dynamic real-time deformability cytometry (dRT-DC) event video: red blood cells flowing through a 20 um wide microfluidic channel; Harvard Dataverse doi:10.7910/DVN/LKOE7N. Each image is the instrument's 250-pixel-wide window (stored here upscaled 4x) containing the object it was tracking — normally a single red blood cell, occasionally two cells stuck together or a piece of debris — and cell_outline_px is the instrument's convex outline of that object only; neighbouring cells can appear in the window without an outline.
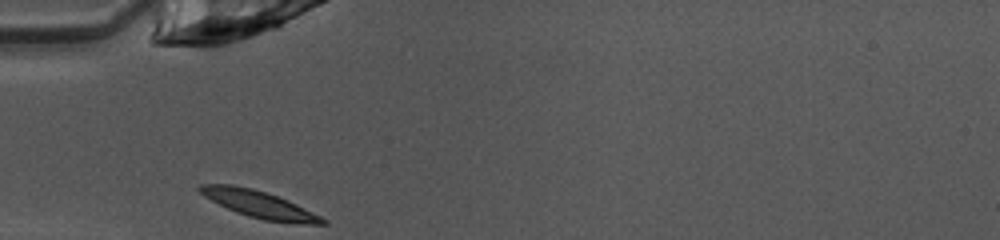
{"species": "common noctule bat (a hibernating species)", "species_latin": "Nyctalus noctula", "temperature_condition": "warm", "stored_images_in_passage": 27, "camera_frame_rate_fps": 3000, "um_per_image_px": 0.085, "animal": {"sex": "female", "body_mass_g": 10.0, "forearm_length_mm": 53.1}, "frame": {"image": 1, "passage_image": 1, "time_ms": 0.0, "image_size_px": [1000, 240], "cell_outline_px": [[328, 224], [308, 224], [264, 220], [248, 216], [236, 212], [204, 196], [196, 188], [200, 184], [232, 184], [252, 188], [276, 196], [296, 204], [328, 220]], "centroid_in_image_um": [22.01, 17.36], "position_along_channel_um": 63.0, "area_um2": 18.96}}
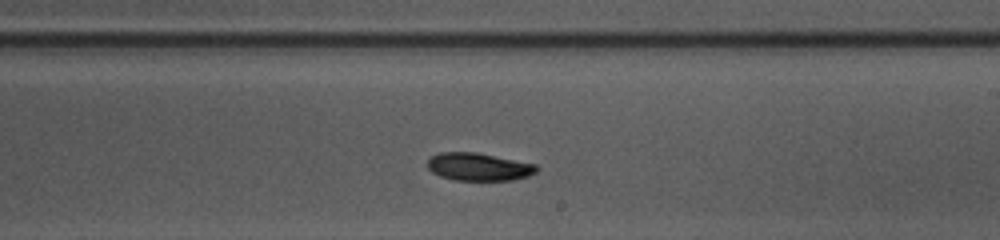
{"frame": {"image": 2, "passage_image": 15, "time_ms": 4.667, "image_size_px": [1000, 240], "cell_outline_px": [[540, 168], [536, 172], [528, 176], [512, 180], [452, 180], [440, 176], [432, 172], [428, 168], [428, 160], [432, 156], [440, 152], [476, 152], [536, 164]], "centroid_in_image_um": [40.7, 14.18], "position_along_channel_um": 248.3, "area_um2": 17.69}}
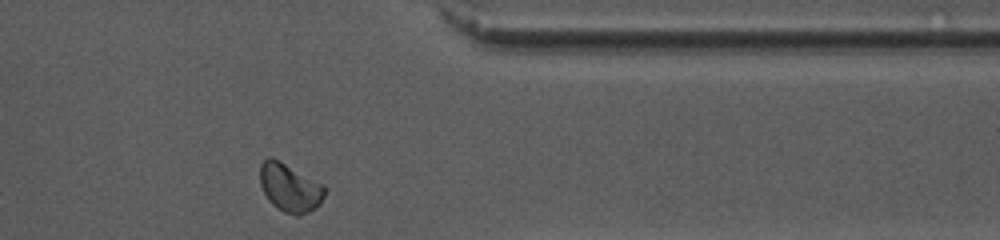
{"frame": {"image": 3, "passage_image": 26, "time_ms": 8.333, "image_size_px": [1000, 240], "cell_outline_px": [[324, 196], [320, 204], [316, 208], [308, 212], [296, 216], [284, 212], [276, 208], [268, 200], [260, 184], [260, 164], [268, 156], [272, 156], [280, 160], [324, 184]], "centroid_in_image_um": [24.62, 15.94], "position_along_channel_um": 386.8, "area_um2": 18.44}, "authors_computed_cell_mechanics": {"area_um2": 17.9758, "velocity_mm_per_s": 4.0222, "shape_relaxation_time_tau1_ms": 2.2631, "shape_relaxation_time_tau2_ms": null, "deformation_change_tau1": 0.0953, "deformation_change_tau2": null}}